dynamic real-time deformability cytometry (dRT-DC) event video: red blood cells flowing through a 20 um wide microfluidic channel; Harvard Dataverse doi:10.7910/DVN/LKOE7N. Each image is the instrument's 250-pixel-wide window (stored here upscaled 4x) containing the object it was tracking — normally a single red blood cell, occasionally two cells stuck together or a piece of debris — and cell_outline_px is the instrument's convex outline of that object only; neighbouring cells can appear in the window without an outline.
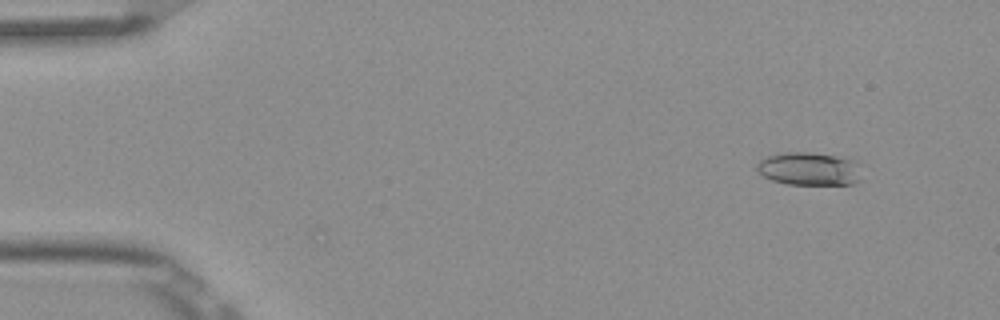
{"species": "Egyptian fruit bat (a non-hibernating species)", "species_latin": "Rousettus aegyptiacus", "temperature_condition": "room temperature", "stored_images_in_passage": 5, "camera_frame_rate_fps": 3000, "um_per_image_px": 0.085, "frame": {"image": 1, "passage_image": 2, "time_ms": 0.333, "image_size_px": [1000, 320], "cell_outline_px": [[860, 180], [852, 184], [788, 184], [772, 180], [764, 176], [756, 168], [756, 164], [760, 160], [768, 156], [784, 152], [808, 152], [848, 156], [856, 160]], "centroid_in_image_um": [68.8, 14.33], "position_along_channel_um": 16.2, "area_um2": 20.35}}
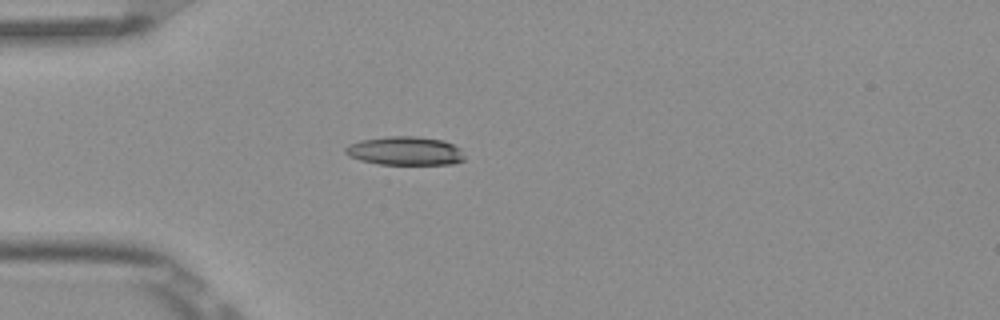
{"frame": {"image": 2, "passage_image": 5, "time_ms": 1.333, "image_size_px": [1000, 320], "cell_outline_px": [[464, 160], [456, 164], [380, 164], [360, 160], [348, 156], [344, 152], [344, 148], [348, 144], [360, 140], [388, 136], [416, 136], [444, 140], [460, 148], [464, 156]], "centroid_in_image_um": [34.42, 12.82], "position_along_channel_um": 50.6, "area_um2": 20.06}}